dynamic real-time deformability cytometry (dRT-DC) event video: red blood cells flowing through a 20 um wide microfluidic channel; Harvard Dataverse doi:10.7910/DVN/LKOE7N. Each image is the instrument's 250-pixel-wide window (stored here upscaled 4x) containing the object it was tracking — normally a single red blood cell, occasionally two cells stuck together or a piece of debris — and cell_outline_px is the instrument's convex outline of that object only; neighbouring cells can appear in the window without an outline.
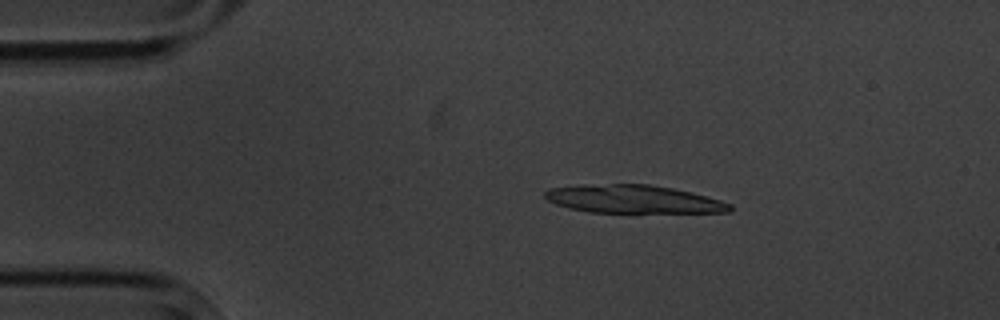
{"species": "common noctule bat (a hibernating species)", "species_latin": "Nyctalus noctula", "temperature_condition": "cold", "stored_images_in_passage": 5, "camera_frame_rate_fps": 3000, "um_per_image_px": 0.085, "animal": {"sex": "male", "body_mass_g": 20.1, "forearm_length_mm": 53.5}, "frame": {"image": 1, "passage_image": 2, "time_ms": 1.333, "image_size_px": [1000, 320], "cell_outline_px": [[732, 208], [728, 212], [588, 212], [568, 208], [556, 204], [548, 200], [544, 196], [544, 192], [548, 188], [584, 184], [648, 184], [672, 188], [692, 192], [720, 200], [732, 204]], "centroid_in_image_um": [53.79, 16.92], "position_along_channel_um": 31.2, "area_um2": 30.29}}